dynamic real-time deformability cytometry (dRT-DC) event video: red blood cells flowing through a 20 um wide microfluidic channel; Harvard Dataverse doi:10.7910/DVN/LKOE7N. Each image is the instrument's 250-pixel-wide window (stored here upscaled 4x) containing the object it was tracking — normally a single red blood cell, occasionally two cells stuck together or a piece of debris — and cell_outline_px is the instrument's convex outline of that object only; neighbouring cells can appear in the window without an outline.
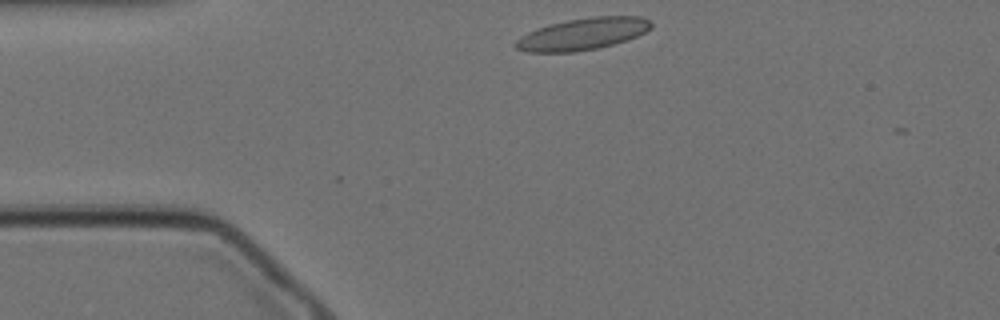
{"species": "Egyptian fruit bat (a non-hibernating species)", "species_latin": "Rousettus aegyptiacus", "temperature_condition": "cold", "stored_images_in_passage": 5, "camera_frame_rate_fps": 3000, "um_per_image_px": 0.085, "animal": {"sex": "female"}, "frame": {"image": 1, "passage_image": 1, "time_ms": 0.0, "image_size_px": [1000, 320], "cell_outline_px": [[652, 28], [628, 40], [596, 48], [572, 52], [524, 52], [516, 48], [512, 44], [520, 36], [528, 32], [548, 24], [568, 20], [592, 16], [640, 16], [648, 20], [652, 24]], "centroid_in_image_um": [49.49, 2.88], "position_along_channel_um": 35.5, "area_um2": 25.14}}